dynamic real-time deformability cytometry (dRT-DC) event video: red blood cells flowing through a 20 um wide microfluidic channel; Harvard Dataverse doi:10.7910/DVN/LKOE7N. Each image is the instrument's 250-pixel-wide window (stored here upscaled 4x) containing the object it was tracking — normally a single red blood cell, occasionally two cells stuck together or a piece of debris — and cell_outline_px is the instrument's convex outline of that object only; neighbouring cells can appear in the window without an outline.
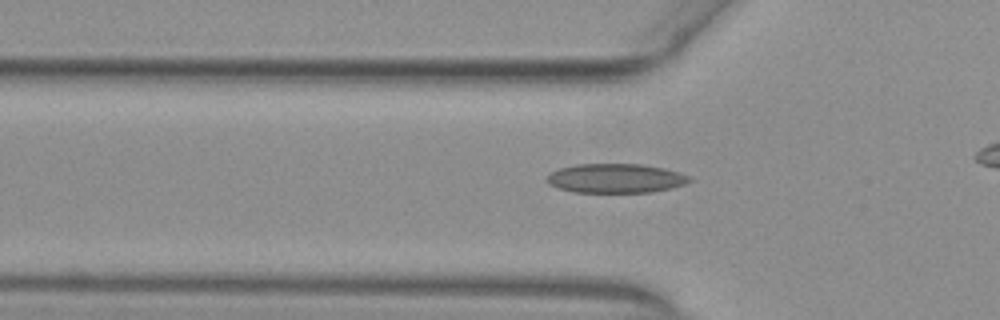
{"species": "common noctule bat (a hibernating species)", "species_latin": "Nyctalus noctula", "temperature_condition": "warm", "stored_images_in_passage": 34, "camera_frame_rate_fps": 3000, "um_per_image_px": 0.085, "animal": {"sex": "female", "body_mass_g": 29.2, "forearm_length_mm": 56.3}, "frame": {"image": 1, "passage_image": 8, "time_ms": 2.333, "image_size_px": [1000, 320], "cell_outline_px": [[692, 180], [684, 184], [672, 188], [652, 192], [572, 192], [556, 188], [548, 184], [544, 180], [552, 172], [560, 168], [576, 164], [640, 164], [664, 168], [688, 176]], "centroid_in_image_um": [52.28, 15.16], "position_along_channel_um": 73.5, "area_um2": 24.28}}
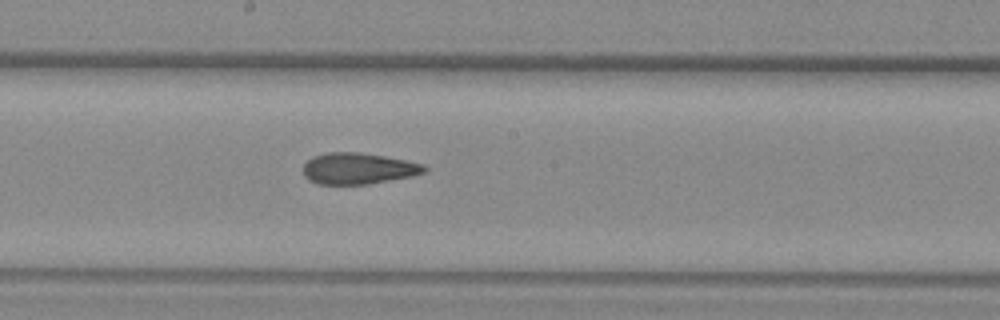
{"frame": {"image": 2, "passage_image": 19, "time_ms": 6.0, "image_size_px": [1000, 320], "cell_outline_px": [[428, 168], [424, 172], [412, 176], [368, 184], [316, 184], [308, 180], [304, 176], [304, 164], [312, 156], [328, 152], [356, 152], [384, 156], [424, 164]], "centroid_in_image_um": [30.42, 14.32], "position_along_channel_um": 217.8, "area_um2": 22.02}}
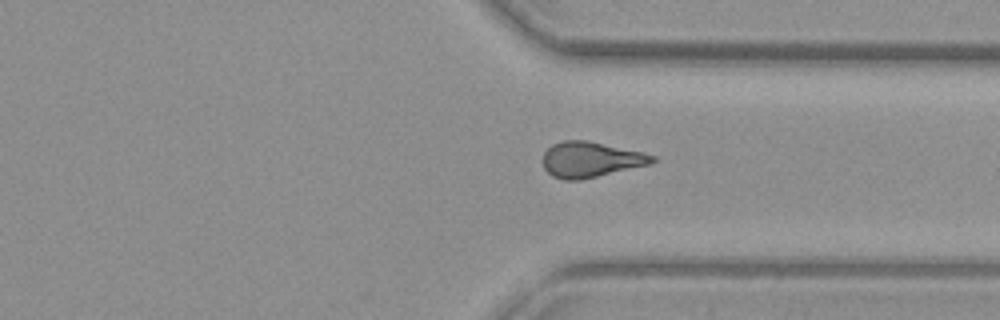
{"frame": {"image": 3, "passage_image": 30, "time_ms": 9.667, "image_size_px": [1000, 320], "cell_outline_px": [[656, 160], [652, 164], [580, 180], [564, 180], [552, 176], [544, 168], [544, 152], [552, 144], [564, 140], [584, 140], [644, 152], [656, 156]], "centroid_in_image_um": [50.23, 13.56], "position_along_channel_um": 361.2, "area_um2": 22.6}}